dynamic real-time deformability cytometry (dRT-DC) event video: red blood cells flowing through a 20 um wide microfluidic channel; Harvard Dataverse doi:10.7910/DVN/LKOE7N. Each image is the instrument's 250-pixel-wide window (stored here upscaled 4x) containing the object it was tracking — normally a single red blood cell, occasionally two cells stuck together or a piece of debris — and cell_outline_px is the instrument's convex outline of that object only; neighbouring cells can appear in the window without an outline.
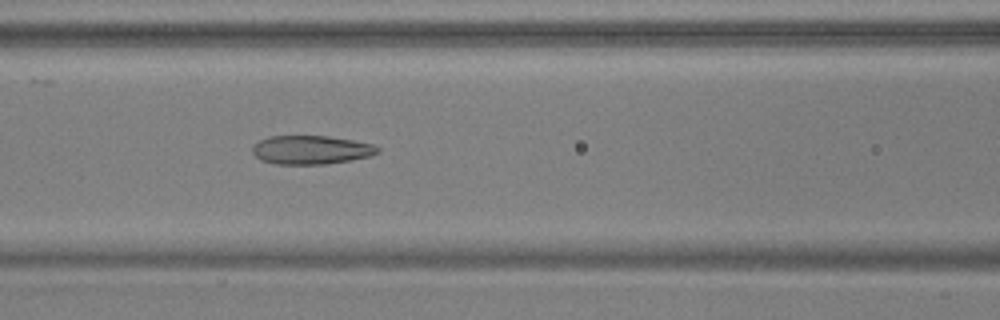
{"species": "common noctule bat (a hibernating species)", "species_latin": "Nyctalus noctula", "temperature_condition": "warm", "stored_images_in_passage": 39, "camera_frame_rate_fps": 3000, "um_per_image_px": 0.085, "animal": {"sex": "male", "body_mass_g": 17.9, "forearm_length_mm": 54.2}, "frame": {"image": 1, "passage_image": 9, "time_ms": 2.667, "image_size_px": [1000, 320], "cell_outline_px": [[380, 152], [372, 156], [352, 160], [324, 164], [276, 164], [260, 160], [252, 152], [252, 144], [268, 136], [328, 136], [352, 140], [372, 144], [380, 148]], "centroid_in_image_um": [26.44, 12.74], "position_along_channel_um": 140.2, "area_um2": 21.1}}
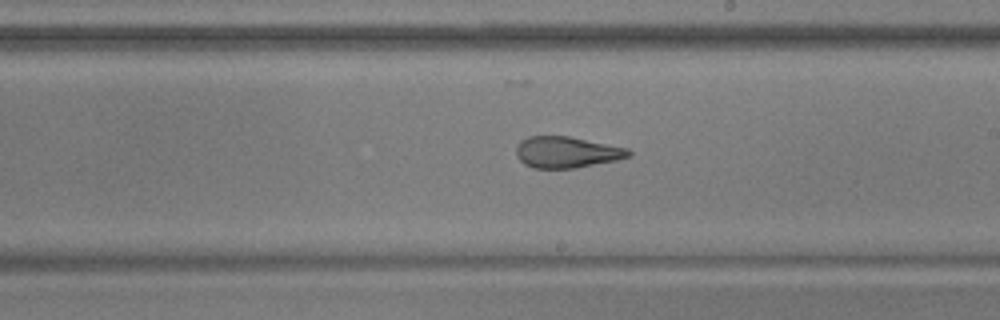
{"frame": {"image": 2, "passage_image": 17, "time_ms": 5.333, "image_size_px": [1000, 320], "cell_outline_px": [[632, 152], [628, 156], [616, 160], [576, 168], [532, 168], [524, 164], [516, 156], [516, 148], [520, 140], [528, 136], [568, 136], [628, 148]], "centroid_in_image_um": [48.13, 12.94], "position_along_channel_um": 240.9, "area_um2": 20.46}}
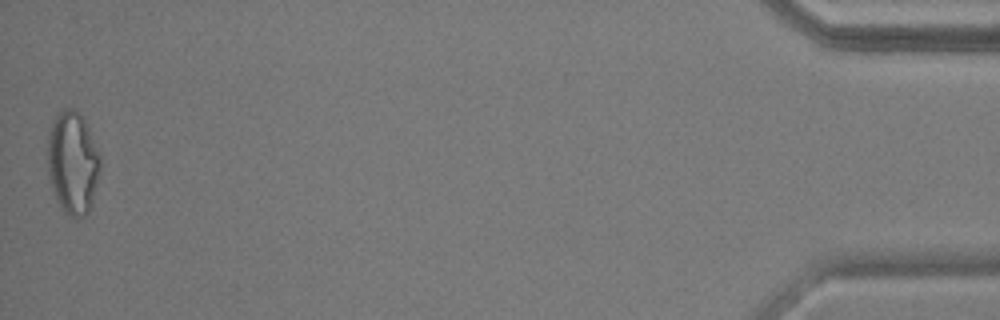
{"frame": {"image": 3, "passage_image": 39, "time_ms": 12.667, "image_size_px": [1000, 320], "cell_outline_px": [[100, 168], [92, 204], [88, 212], [84, 216], [76, 220], [64, 212], [60, 208], [48, 180], [48, 132], [52, 120], [56, 112], [64, 108], [72, 108], [80, 112], [84, 120], [100, 156]], "centroid_in_image_um": [6.15, 13.84], "position_along_channel_um": 429.0, "area_um2": 31.91}, "authors_computed_cell_mechanics": {"area_um2": 21.8484, "velocity_mm_per_s": 3.7818, "shape_relaxation_time_tau1_ms": null, "shape_relaxation_time_tau2_ms": 2.011, "deformation_change_tau1": null, "deformation_change_tau2": 0.1141}}